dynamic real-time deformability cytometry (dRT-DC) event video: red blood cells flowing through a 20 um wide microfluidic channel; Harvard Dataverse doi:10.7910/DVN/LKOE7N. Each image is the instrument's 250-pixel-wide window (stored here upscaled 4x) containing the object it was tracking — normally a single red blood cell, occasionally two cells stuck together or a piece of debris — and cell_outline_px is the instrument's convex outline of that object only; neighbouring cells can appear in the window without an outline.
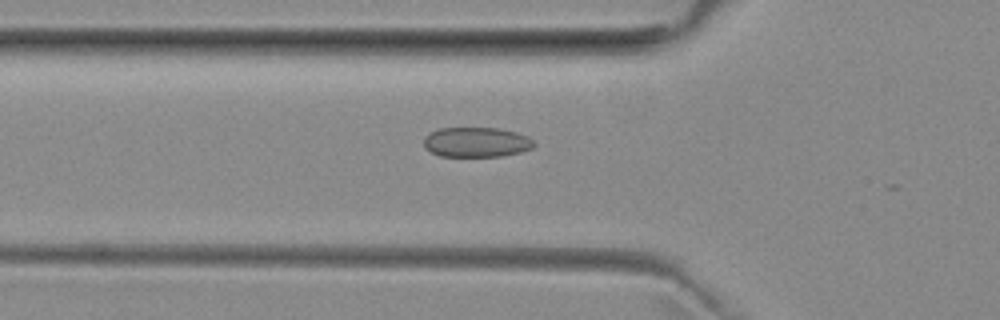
{"species": "common noctule bat (a hibernating species)", "species_latin": "Nyctalus noctula", "temperature_condition": "room temperature", "stored_images_in_passage": 22, "camera_frame_rate_fps": 3000, "um_per_image_px": 0.085, "animal": {"sex": "female", "body_mass_g": 29.2, "forearm_length_mm": 56.3}, "frame": {"image": 1, "passage_image": 18, "time_ms": 5.667, "image_size_px": [1000, 320], "cell_outline_px": [[536, 144], [532, 148], [520, 152], [500, 156], [440, 156], [424, 148], [424, 136], [428, 132], [440, 128], [500, 128], [516, 132], [528, 136]], "centroid_in_image_um": [40.47, 12.07], "position_along_channel_um": 85.3, "area_um2": 19.31}}
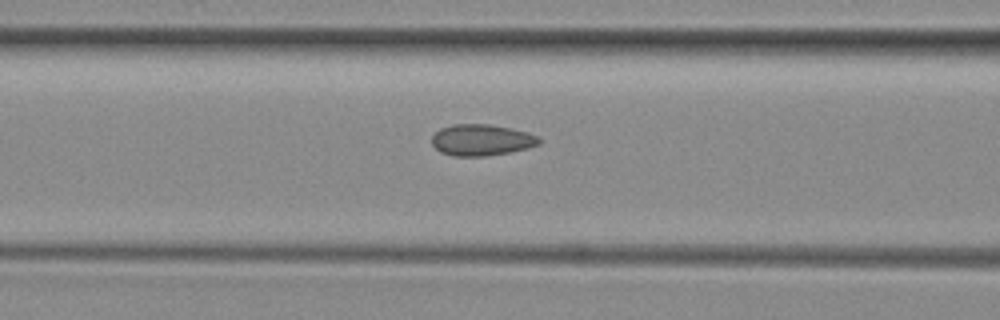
{"frame": {"image": 2, "passage_image": 21, "time_ms": 6.667, "image_size_px": [1000, 320], "cell_outline_px": [[540, 144], [528, 148], [512, 152], [484, 156], [452, 156], [440, 152], [432, 144], [432, 136], [440, 128], [452, 124], [488, 124], [512, 128], [528, 132], [536, 136], [540, 140]], "centroid_in_image_um": [40.92, 11.9], "position_along_channel_um": 125.7, "area_um2": 19.71}}